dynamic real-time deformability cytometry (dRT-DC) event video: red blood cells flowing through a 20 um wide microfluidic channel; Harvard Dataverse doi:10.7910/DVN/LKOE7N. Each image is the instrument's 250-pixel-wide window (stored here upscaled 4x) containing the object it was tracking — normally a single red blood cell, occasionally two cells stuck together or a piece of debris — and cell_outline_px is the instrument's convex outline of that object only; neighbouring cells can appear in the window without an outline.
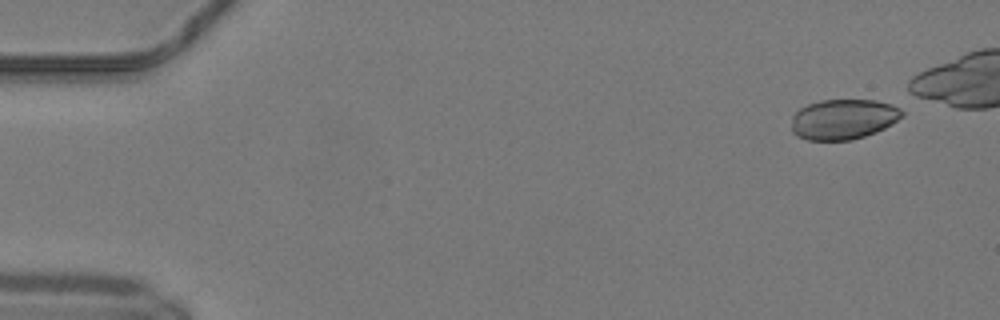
{"species": "common noctule bat (a hibernating species)", "species_latin": "Nyctalus noctula", "temperature_condition": "warm", "stored_images_in_passage": 42, "camera_frame_rate_fps": 3000, "um_per_image_px": 0.085, "animal": {"sex": "male", "body_mass_g": 19.2, "forearm_length_mm": 51.8}, "frame": {"image": 1, "passage_image": 1, "time_ms": 0.0, "image_size_px": [1000, 320], "cell_outline_px": [[904, 116], [892, 124], [876, 132], [852, 140], [808, 140], [796, 136], [792, 132], [792, 116], [800, 108], [808, 104], [820, 100], [876, 100], [892, 104], [900, 108], [904, 112]], "centroid_in_image_um": [71.7, 10.13], "position_along_channel_um": 13.3, "area_um2": 26.13}}
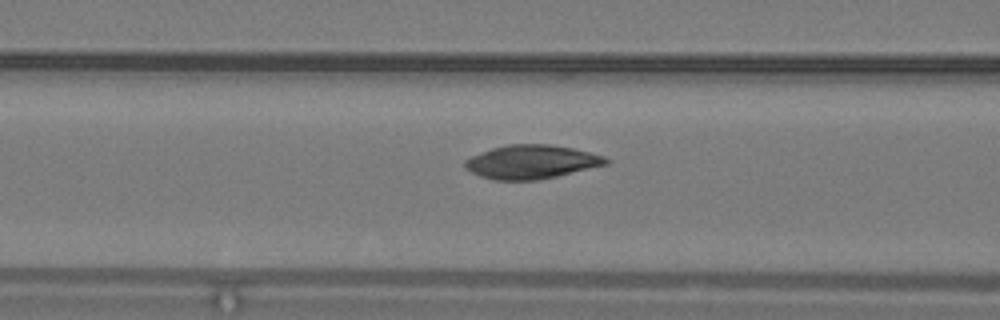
{"frame": {"image": 2, "passage_image": 18, "time_ms": 5.667, "image_size_px": [1000, 320], "cell_outline_px": [[612, 160], [608, 164], [540, 180], [496, 180], [480, 176], [472, 172], [464, 164], [464, 160], [472, 156], [492, 148], [508, 144], [548, 144], [572, 148], [604, 156]], "centroid_in_image_um": [45.2, 13.76], "position_along_channel_um": 121.4, "area_um2": 27.57}}
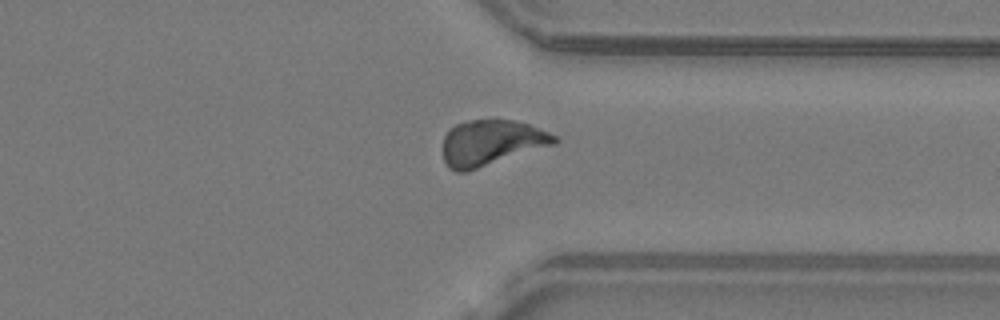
{"frame": {"image": 3, "passage_image": 36, "time_ms": 11.667, "image_size_px": [1000, 320], "cell_outline_px": [[560, 140], [556, 144], [468, 172], [456, 172], [448, 168], [444, 160], [444, 136], [448, 128], [456, 124], [468, 120], [512, 120], [528, 124], [548, 132], [556, 136]], "centroid_in_image_um": [41.75, 12.15], "position_along_channel_um": 369.6, "area_um2": 29.88}, "authors_computed_cell_mechanics": {"area_um2": 28.0908, "velocity_mm_per_s": 4.1531, "shape_relaxation_time_tau1_ms": null, "shape_relaxation_time_tau2_ms": 7.6202, "deformation_change_tau1": null, "deformation_change_tau2": 0.1163}}